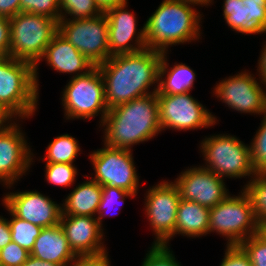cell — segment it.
<instances>
[{
    "label": "cell",
    "instance_id": "6da1fadb",
    "mask_svg": "<svg viewBox=\"0 0 266 266\" xmlns=\"http://www.w3.org/2000/svg\"><path fill=\"white\" fill-rule=\"evenodd\" d=\"M163 52L143 49L135 53L111 56L98 65L104 81L108 109L133 99L156 93L148 92L159 79V66Z\"/></svg>",
    "mask_w": 266,
    "mask_h": 266
},
{
    "label": "cell",
    "instance_id": "7a4b0ae2",
    "mask_svg": "<svg viewBox=\"0 0 266 266\" xmlns=\"http://www.w3.org/2000/svg\"><path fill=\"white\" fill-rule=\"evenodd\" d=\"M102 126L108 147L130 150L131 145L152 139L162 131L157 93L108 109Z\"/></svg>",
    "mask_w": 266,
    "mask_h": 266
},
{
    "label": "cell",
    "instance_id": "3957f363",
    "mask_svg": "<svg viewBox=\"0 0 266 266\" xmlns=\"http://www.w3.org/2000/svg\"><path fill=\"white\" fill-rule=\"evenodd\" d=\"M191 5L164 0L144 24L147 48L166 52L169 45L197 40L201 17Z\"/></svg>",
    "mask_w": 266,
    "mask_h": 266
},
{
    "label": "cell",
    "instance_id": "277c9868",
    "mask_svg": "<svg viewBox=\"0 0 266 266\" xmlns=\"http://www.w3.org/2000/svg\"><path fill=\"white\" fill-rule=\"evenodd\" d=\"M10 21V56L34 66V79L38 87V61L58 32V21L44 15L19 12Z\"/></svg>",
    "mask_w": 266,
    "mask_h": 266
},
{
    "label": "cell",
    "instance_id": "5b68a950",
    "mask_svg": "<svg viewBox=\"0 0 266 266\" xmlns=\"http://www.w3.org/2000/svg\"><path fill=\"white\" fill-rule=\"evenodd\" d=\"M34 66L11 56L0 58V103L16 119L29 118L37 108L38 92Z\"/></svg>",
    "mask_w": 266,
    "mask_h": 266
},
{
    "label": "cell",
    "instance_id": "8992f818",
    "mask_svg": "<svg viewBox=\"0 0 266 266\" xmlns=\"http://www.w3.org/2000/svg\"><path fill=\"white\" fill-rule=\"evenodd\" d=\"M258 226L251 198L244 189L240 196L229 195L210 208L208 233L215 231L226 236L228 246L239 245L257 234Z\"/></svg>",
    "mask_w": 266,
    "mask_h": 266
},
{
    "label": "cell",
    "instance_id": "52a82bcc",
    "mask_svg": "<svg viewBox=\"0 0 266 266\" xmlns=\"http://www.w3.org/2000/svg\"><path fill=\"white\" fill-rule=\"evenodd\" d=\"M206 166L221 178H241L256 175L253 167L250 146L239 141L235 136L225 134L206 137L201 143Z\"/></svg>",
    "mask_w": 266,
    "mask_h": 266
},
{
    "label": "cell",
    "instance_id": "ba28073f",
    "mask_svg": "<svg viewBox=\"0 0 266 266\" xmlns=\"http://www.w3.org/2000/svg\"><path fill=\"white\" fill-rule=\"evenodd\" d=\"M63 91L62 103L67 119H90L100 112L102 124L108 107L98 66L84 75L72 77Z\"/></svg>",
    "mask_w": 266,
    "mask_h": 266
},
{
    "label": "cell",
    "instance_id": "9c48e42d",
    "mask_svg": "<svg viewBox=\"0 0 266 266\" xmlns=\"http://www.w3.org/2000/svg\"><path fill=\"white\" fill-rule=\"evenodd\" d=\"M58 32L98 66L109 59L108 21L106 15L83 19H60Z\"/></svg>",
    "mask_w": 266,
    "mask_h": 266
},
{
    "label": "cell",
    "instance_id": "30bf717a",
    "mask_svg": "<svg viewBox=\"0 0 266 266\" xmlns=\"http://www.w3.org/2000/svg\"><path fill=\"white\" fill-rule=\"evenodd\" d=\"M104 146L90 154L89 158L95 171L92 180L101 186H114L129 193H137L139 179L131 149Z\"/></svg>",
    "mask_w": 266,
    "mask_h": 266
},
{
    "label": "cell",
    "instance_id": "8fae6325",
    "mask_svg": "<svg viewBox=\"0 0 266 266\" xmlns=\"http://www.w3.org/2000/svg\"><path fill=\"white\" fill-rule=\"evenodd\" d=\"M161 129L191 130L209 127L216 118L188 93L157 94Z\"/></svg>",
    "mask_w": 266,
    "mask_h": 266
},
{
    "label": "cell",
    "instance_id": "7c38bea8",
    "mask_svg": "<svg viewBox=\"0 0 266 266\" xmlns=\"http://www.w3.org/2000/svg\"><path fill=\"white\" fill-rule=\"evenodd\" d=\"M147 192L146 215L156 234L153 245H167L175 235L177 209L181 199L179 190L173 182L163 181Z\"/></svg>",
    "mask_w": 266,
    "mask_h": 266
},
{
    "label": "cell",
    "instance_id": "4fadbf2b",
    "mask_svg": "<svg viewBox=\"0 0 266 266\" xmlns=\"http://www.w3.org/2000/svg\"><path fill=\"white\" fill-rule=\"evenodd\" d=\"M249 72L230 76L216 85L214 94L228 107L241 113H266V93Z\"/></svg>",
    "mask_w": 266,
    "mask_h": 266
},
{
    "label": "cell",
    "instance_id": "5bb4252c",
    "mask_svg": "<svg viewBox=\"0 0 266 266\" xmlns=\"http://www.w3.org/2000/svg\"><path fill=\"white\" fill-rule=\"evenodd\" d=\"M180 198L213 208L228 196L223 179L202 166L186 169L175 180Z\"/></svg>",
    "mask_w": 266,
    "mask_h": 266
},
{
    "label": "cell",
    "instance_id": "9a60e30c",
    "mask_svg": "<svg viewBox=\"0 0 266 266\" xmlns=\"http://www.w3.org/2000/svg\"><path fill=\"white\" fill-rule=\"evenodd\" d=\"M3 204L15 216L42 228L60 223L61 206L38 191L11 192L3 198Z\"/></svg>",
    "mask_w": 266,
    "mask_h": 266
},
{
    "label": "cell",
    "instance_id": "2e32d148",
    "mask_svg": "<svg viewBox=\"0 0 266 266\" xmlns=\"http://www.w3.org/2000/svg\"><path fill=\"white\" fill-rule=\"evenodd\" d=\"M24 134L14 122L0 131V182L11 187L30 167L32 153Z\"/></svg>",
    "mask_w": 266,
    "mask_h": 266
},
{
    "label": "cell",
    "instance_id": "e0dca14e",
    "mask_svg": "<svg viewBox=\"0 0 266 266\" xmlns=\"http://www.w3.org/2000/svg\"><path fill=\"white\" fill-rule=\"evenodd\" d=\"M60 226L70 248L78 257L100 256L107 253L101 242L103 229L93 216L61 215Z\"/></svg>",
    "mask_w": 266,
    "mask_h": 266
},
{
    "label": "cell",
    "instance_id": "ac0fdd59",
    "mask_svg": "<svg viewBox=\"0 0 266 266\" xmlns=\"http://www.w3.org/2000/svg\"><path fill=\"white\" fill-rule=\"evenodd\" d=\"M127 4L113 7L104 14L108 21L109 58L114 55L135 53L147 48L145 26L136 34L137 21L133 13L126 11ZM136 34L134 46L129 42Z\"/></svg>",
    "mask_w": 266,
    "mask_h": 266
},
{
    "label": "cell",
    "instance_id": "d6986e66",
    "mask_svg": "<svg viewBox=\"0 0 266 266\" xmlns=\"http://www.w3.org/2000/svg\"><path fill=\"white\" fill-rule=\"evenodd\" d=\"M223 16L234 31L261 34L266 24V0H225Z\"/></svg>",
    "mask_w": 266,
    "mask_h": 266
},
{
    "label": "cell",
    "instance_id": "ffe728a7",
    "mask_svg": "<svg viewBox=\"0 0 266 266\" xmlns=\"http://www.w3.org/2000/svg\"><path fill=\"white\" fill-rule=\"evenodd\" d=\"M42 58H45L47 64L52 66V68L59 73L77 72V75L72 77L84 75L94 67V65L59 32L52 38Z\"/></svg>",
    "mask_w": 266,
    "mask_h": 266
},
{
    "label": "cell",
    "instance_id": "44dd1931",
    "mask_svg": "<svg viewBox=\"0 0 266 266\" xmlns=\"http://www.w3.org/2000/svg\"><path fill=\"white\" fill-rule=\"evenodd\" d=\"M30 255L61 266H68L78 258L70 248L60 224L41 230Z\"/></svg>",
    "mask_w": 266,
    "mask_h": 266
},
{
    "label": "cell",
    "instance_id": "7402d4cb",
    "mask_svg": "<svg viewBox=\"0 0 266 266\" xmlns=\"http://www.w3.org/2000/svg\"><path fill=\"white\" fill-rule=\"evenodd\" d=\"M102 186L94 181L79 184L67 196L61 207V215L93 216L101 201Z\"/></svg>",
    "mask_w": 266,
    "mask_h": 266
},
{
    "label": "cell",
    "instance_id": "603a6c76",
    "mask_svg": "<svg viewBox=\"0 0 266 266\" xmlns=\"http://www.w3.org/2000/svg\"><path fill=\"white\" fill-rule=\"evenodd\" d=\"M210 209L200 204L180 199L177 209L175 235L199 237L208 234Z\"/></svg>",
    "mask_w": 266,
    "mask_h": 266
},
{
    "label": "cell",
    "instance_id": "cb8c5ba5",
    "mask_svg": "<svg viewBox=\"0 0 266 266\" xmlns=\"http://www.w3.org/2000/svg\"><path fill=\"white\" fill-rule=\"evenodd\" d=\"M166 53L163 52L162 54L159 66L158 90L156 93L170 95L188 93L193 87L196 77L195 72L189 66L182 63L174 65L172 69H168ZM165 74L167 76L163 79L162 77Z\"/></svg>",
    "mask_w": 266,
    "mask_h": 266
},
{
    "label": "cell",
    "instance_id": "d4e9b609",
    "mask_svg": "<svg viewBox=\"0 0 266 266\" xmlns=\"http://www.w3.org/2000/svg\"><path fill=\"white\" fill-rule=\"evenodd\" d=\"M80 147L74 137L65 134L55 137L47 147L46 157L43 159L47 163H69L73 164L74 159L79 154Z\"/></svg>",
    "mask_w": 266,
    "mask_h": 266
},
{
    "label": "cell",
    "instance_id": "484cf974",
    "mask_svg": "<svg viewBox=\"0 0 266 266\" xmlns=\"http://www.w3.org/2000/svg\"><path fill=\"white\" fill-rule=\"evenodd\" d=\"M7 210L12 216V219L8 221L12 241L30 253L34 247L36 238L40 235L43 228L15 216L8 208Z\"/></svg>",
    "mask_w": 266,
    "mask_h": 266
},
{
    "label": "cell",
    "instance_id": "4316f807",
    "mask_svg": "<svg viewBox=\"0 0 266 266\" xmlns=\"http://www.w3.org/2000/svg\"><path fill=\"white\" fill-rule=\"evenodd\" d=\"M252 178L243 189L251 198L258 222H266V173H257Z\"/></svg>",
    "mask_w": 266,
    "mask_h": 266
},
{
    "label": "cell",
    "instance_id": "83f0119b",
    "mask_svg": "<svg viewBox=\"0 0 266 266\" xmlns=\"http://www.w3.org/2000/svg\"><path fill=\"white\" fill-rule=\"evenodd\" d=\"M65 11L66 13L62 12ZM61 19L69 14L72 20L92 18L102 14L96 6L95 0H60Z\"/></svg>",
    "mask_w": 266,
    "mask_h": 266
},
{
    "label": "cell",
    "instance_id": "f1b7e54d",
    "mask_svg": "<svg viewBox=\"0 0 266 266\" xmlns=\"http://www.w3.org/2000/svg\"><path fill=\"white\" fill-rule=\"evenodd\" d=\"M46 179L57 186H70L74 183L77 169L69 163H46Z\"/></svg>",
    "mask_w": 266,
    "mask_h": 266
},
{
    "label": "cell",
    "instance_id": "f546056e",
    "mask_svg": "<svg viewBox=\"0 0 266 266\" xmlns=\"http://www.w3.org/2000/svg\"><path fill=\"white\" fill-rule=\"evenodd\" d=\"M250 145L252 163L256 173H266V113Z\"/></svg>",
    "mask_w": 266,
    "mask_h": 266
},
{
    "label": "cell",
    "instance_id": "4dcf8cb0",
    "mask_svg": "<svg viewBox=\"0 0 266 266\" xmlns=\"http://www.w3.org/2000/svg\"><path fill=\"white\" fill-rule=\"evenodd\" d=\"M20 12L44 15L59 22L60 0H20Z\"/></svg>",
    "mask_w": 266,
    "mask_h": 266
},
{
    "label": "cell",
    "instance_id": "1f68e13d",
    "mask_svg": "<svg viewBox=\"0 0 266 266\" xmlns=\"http://www.w3.org/2000/svg\"><path fill=\"white\" fill-rule=\"evenodd\" d=\"M239 246L250 258L252 266H266V242L258 233L243 240Z\"/></svg>",
    "mask_w": 266,
    "mask_h": 266
},
{
    "label": "cell",
    "instance_id": "d6a6232c",
    "mask_svg": "<svg viewBox=\"0 0 266 266\" xmlns=\"http://www.w3.org/2000/svg\"><path fill=\"white\" fill-rule=\"evenodd\" d=\"M137 193H129L124 189L114 187V186H102V196L101 201L97 209L98 217L97 221L102 227V217L105 215L103 214L104 211L115 205L117 201L124 202L125 197H134ZM118 203V202H117Z\"/></svg>",
    "mask_w": 266,
    "mask_h": 266
},
{
    "label": "cell",
    "instance_id": "836d02e7",
    "mask_svg": "<svg viewBox=\"0 0 266 266\" xmlns=\"http://www.w3.org/2000/svg\"><path fill=\"white\" fill-rule=\"evenodd\" d=\"M142 266H181L167 245H152Z\"/></svg>",
    "mask_w": 266,
    "mask_h": 266
},
{
    "label": "cell",
    "instance_id": "e575fe53",
    "mask_svg": "<svg viewBox=\"0 0 266 266\" xmlns=\"http://www.w3.org/2000/svg\"><path fill=\"white\" fill-rule=\"evenodd\" d=\"M30 253L11 241L0 249V266H22L28 259Z\"/></svg>",
    "mask_w": 266,
    "mask_h": 266
},
{
    "label": "cell",
    "instance_id": "d590c367",
    "mask_svg": "<svg viewBox=\"0 0 266 266\" xmlns=\"http://www.w3.org/2000/svg\"><path fill=\"white\" fill-rule=\"evenodd\" d=\"M220 266H252L250 258L239 245L228 246Z\"/></svg>",
    "mask_w": 266,
    "mask_h": 266
},
{
    "label": "cell",
    "instance_id": "8d00e7d4",
    "mask_svg": "<svg viewBox=\"0 0 266 266\" xmlns=\"http://www.w3.org/2000/svg\"><path fill=\"white\" fill-rule=\"evenodd\" d=\"M10 38L9 18L0 16V58L10 56Z\"/></svg>",
    "mask_w": 266,
    "mask_h": 266
},
{
    "label": "cell",
    "instance_id": "74e56055",
    "mask_svg": "<svg viewBox=\"0 0 266 266\" xmlns=\"http://www.w3.org/2000/svg\"><path fill=\"white\" fill-rule=\"evenodd\" d=\"M108 255L78 257L70 266H110Z\"/></svg>",
    "mask_w": 266,
    "mask_h": 266
},
{
    "label": "cell",
    "instance_id": "f35d334b",
    "mask_svg": "<svg viewBox=\"0 0 266 266\" xmlns=\"http://www.w3.org/2000/svg\"><path fill=\"white\" fill-rule=\"evenodd\" d=\"M20 12V0H0V16L12 18Z\"/></svg>",
    "mask_w": 266,
    "mask_h": 266
},
{
    "label": "cell",
    "instance_id": "ab89813d",
    "mask_svg": "<svg viewBox=\"0 0 266 266\" xmlns=\"http://www.w3.org/2000/svg\"><path fill=\"white\" fill-rule=\"evenodd\" d=\"M12 241L11 229L7 219L0 216V249Z\"/></svg>",
    "mask_w": 266,
    "mask_h": 266
},
{
    "label": "cell",
    "instance_id": "60d3db41",
    "mask_svg": "<svg viewBox=\"0 0 266 266\" xmlns=\"http://www.w3.org/2000/svg\"><path fill=\"white\" fill-rule=\"evenodd\" d=\"M128 0H95L96 6L102 13H105L107 10L112 9L113 7L127 4Z\"/></svg>",
    "mask_w": 266,
    "mask_h": 266
},
{
    "label": "cell",
    "instance_id": "b9f144b4",
    "mask_svg": "<svg viewBox=\"0 0 266 266\" xmlns=\"http://www.w3.org/2000/svg\"><path fill=\"white\" fill-rule=\"evenodd\" d=\"M13 116L14 115L0 103V131L6 130L12 125L9 120L11 121V118H13ZM6 121H8L7 125Z\"/></svg>",
    "mask_w": 266,
    "mask_h": 266
},
{
    "label": "cell",
    "instance_id": "7bdbcfd3",
    "mask_svg": "<svg viewBox=\"0 0 266 266\" xmlns=\"http://www.w3.org/2000/svg\"><path fill=\"white\" fill-rule=\"evenodd\" d=\"M263 51H261V57L259 59V65H258V70H259V75L261 77V82L266 85V44L264 45V48H262Z\"/></svg>",
    "mask_w": 266,
    "mask_h": 266
},
{
    "label": "cell",
    "instance_id": "ee69618b",
    "mask_svg": "<svg viewBox=\"0 0 266 266\" xmlns=\"http://www.w3.org/2000/svg\"><path fill=\"white\" fill-rule=\"evenodd\" d=\"M22 266H61V265L48 261H43L41 259L29 255L27 261Z\"/></svg>",
    "mask_w": 266,
    "mask_h": 266
},
{
    "label": "cell",
    "instance_id": "f6af8a7d",
    "mask_svg": "<svg viewBox=\"0 0 266 266\" xmlns=\"http://www.w3.org/2000/svg\"><path fill=\"white\" fill-rule=\"evenodd\" d=\"M258 234L266 242V222L259 223V226H258Z\"/></svg>",
    "mask_w": 266,
    "mask_h": 266
},
{
    "label": "cell",
    "instance_id": "bcb514c9",
    "mask_svg": "<svg viewBox=\"0 0 266 266\" xmlns=\"http://www.w3.org/2000/svg\"><path fill=\"white\" fill-rule=\"evenodd\" d=\"M189 4L194 5H208L212 2V0H182Z\"/></svg>",
    "mask_w": 266,
    "mask_h": 266
},
{
    "label": "cell",
    "instance_id": "7dc6e473",
    "mask_svg": "<svg viewBox=\"0 0 266 266\" xmlns=\"http://www.w3.org/2000/svg\"><path fill=\"white\" fill-rule=\"evenodd\" d=\"M262 33H266V24H265L264 28L262 29Z\"/></svg>",
    "mask_w": 266,
    "mask_h": 266
}]
</instances>
